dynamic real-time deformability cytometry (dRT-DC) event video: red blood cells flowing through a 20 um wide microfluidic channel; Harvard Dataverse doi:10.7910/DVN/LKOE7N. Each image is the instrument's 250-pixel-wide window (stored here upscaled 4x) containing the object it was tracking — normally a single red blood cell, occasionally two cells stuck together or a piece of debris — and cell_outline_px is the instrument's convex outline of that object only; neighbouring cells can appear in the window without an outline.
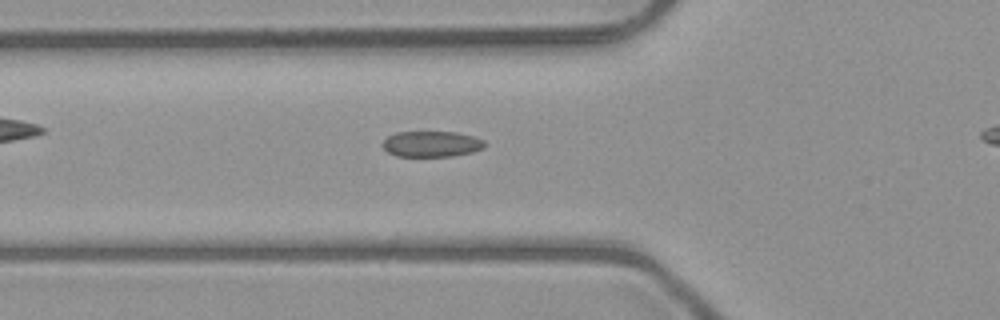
{"species": "common noctule bat (a hibernating species)", "species_latin": "Nyctalus noctula", "temperature_condition": "room temperature", "stored_images_in_passage": 34, "camera_frame_rate_fps": 3000, "um_per_image_px": 0.085, "animal": {"sex": "male", "body_mass_g": 23.1, "forearm_length_mm": 52.7}, "frame": {"image": 1, "passage_image": 7, "time_ms": 2.0, "image_size_px": [1000, 320], "cell_outline_px": [[484, 148], [472, 152], [452, 156], [396, 156], [388, 152], [380, 144], [388, 136], [396, 132], [456, 132], [472, 136], [484, 140]], "centroid_in_image_um": [36.66, 12.24], "position_along_channel_um": 89.1, "area_um2": 15.32}}
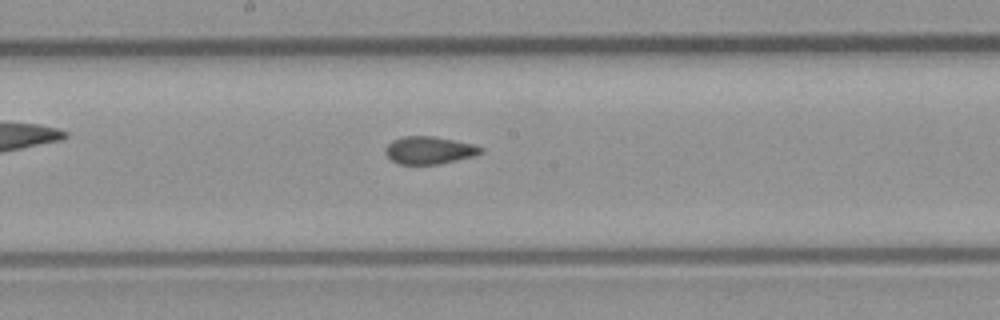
{"frame": {"image": 2, "passage_image": 16, "time_ms": 5.0, "image_size_px": [1000, 320], "cell_outline_px": [[484, 152], [472, 156], [440, 164], [396, 164], [384, 152], [384, 148], [392, 140], [404, 136], [436, 136], [476, 144], [484, 148]], "centroid_in_image_um": [36.5, 12.76], "position_along_channel_um": 211.7, "area_um2": 15.55}}
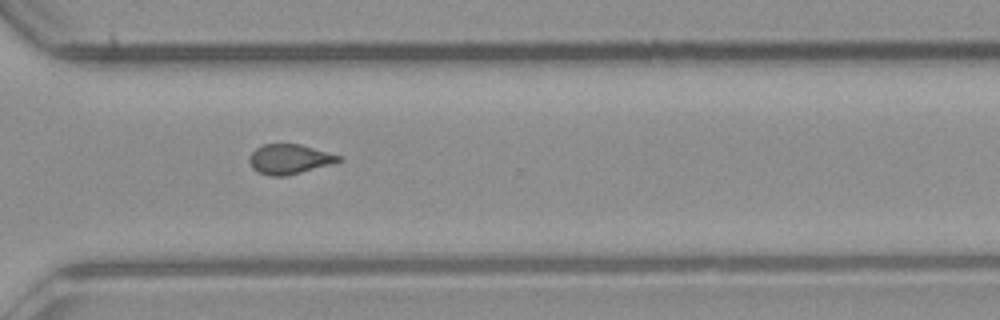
{"frame": {"image": 3, "passage_image": 26, "time_ms": 8.333, "image_size_px": [1000, 320], "cell_outline_px": [[344, 160], [332, 164], [288, 176], [268, 176], [252, 168], [248, 160], [252, 152], [256, 148], [264, 144], [300, 144], [344, 156]], "centroid_in_image_um": [24.65, 13.53], "position_along_channel_um": 345.9, "area_um2": 15.72}}